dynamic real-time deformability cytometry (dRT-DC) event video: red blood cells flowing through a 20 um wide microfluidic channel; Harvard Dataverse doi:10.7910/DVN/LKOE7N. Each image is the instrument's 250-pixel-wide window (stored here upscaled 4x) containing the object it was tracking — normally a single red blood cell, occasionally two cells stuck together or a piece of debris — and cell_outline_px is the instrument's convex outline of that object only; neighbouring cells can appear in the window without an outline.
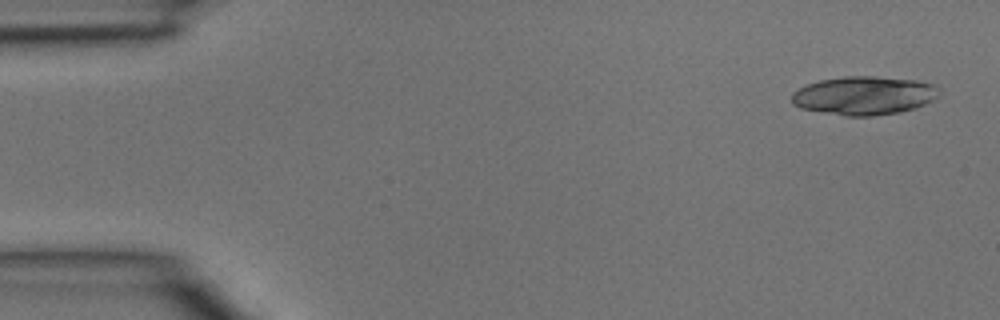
{"species": "common noctule bat (a hibernating species)", "species_latin": "Nyctalus noctula", "temperature_condition": "room temperature", "stored_images_in_passage": 4, "camera_frame_rate_fps": 3000, "um_per_image_px": 0.085, "animal": {"sex": "male", "body_mass_g": 15.6}, "frame": {"image": 1, "passage_image": 1, "time_ms": 0.0, "image_size_px": [1000, 320], "cell_outline_px": [[940, 92], [932, 100], [916, 108], [900, 112], [872, 116], [844, 116], [800, 108], [792, 104], [792, 92], [808, 84], [820, 80], [844, 76], [876, 76], [916, 80], [936, 84], [940, 88]], "centroid_in_image_um": [73.46, 8.12], "position_along_channel_um": 11.5, "area_um2": 33.29}}